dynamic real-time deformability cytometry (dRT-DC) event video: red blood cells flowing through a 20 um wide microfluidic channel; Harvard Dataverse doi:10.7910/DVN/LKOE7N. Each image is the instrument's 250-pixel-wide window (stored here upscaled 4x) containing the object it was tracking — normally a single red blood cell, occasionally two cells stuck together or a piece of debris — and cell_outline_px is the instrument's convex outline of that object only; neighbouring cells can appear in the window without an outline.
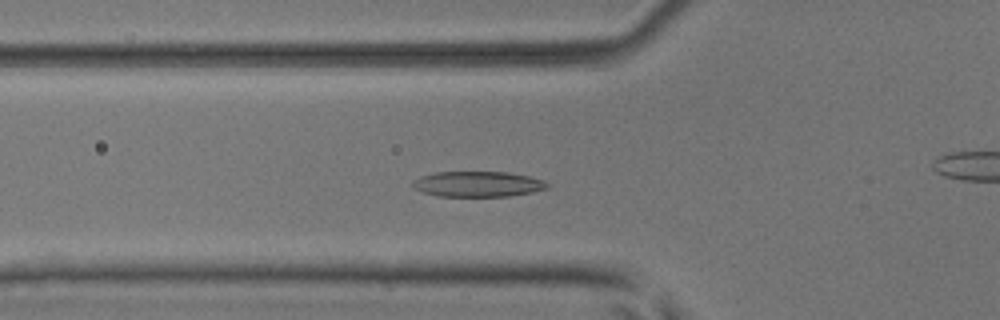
{"species": "common noctule bat (a hibernating species)", "species_latin": "Nyctalus noctula", "temperature_condition": "room temperature", "stored_images_in_passage": 42, "camera_frame_rate_fps": 3000, "um_per_image_px": 0.085, "animal": {"sex": "male", "body_mass_g": 17.9, "forearm_length_mm": 54.2}, "frame": {"image": 1, "passage_image": 17, "time_ms": 5.333, "image_size_px": [1000, 320], "cell_outline_px": [[552, 184], [548, 188], [532, 192], [508, 196], [440, 196], [424, 192], [416, 188], [412, 184], [412, 180], [420, 176], [436, 172], [508, 172], [528, 176], [544, 180]], "centroid_in_image_um": [40.66, 15.64], "position_along_channel_um": 85.1, "area_um2": 19.94}}
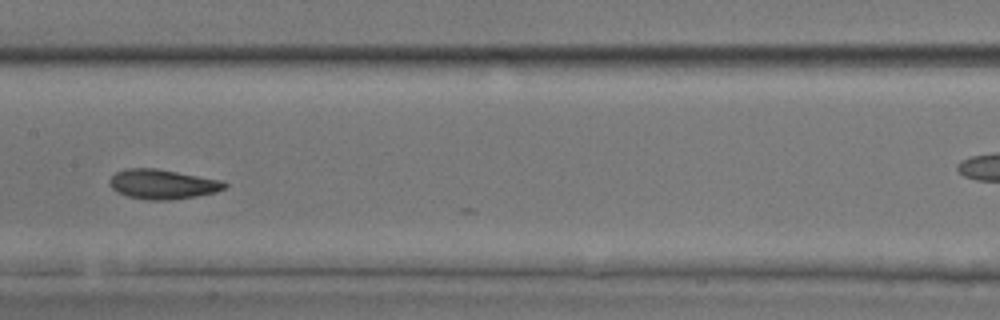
{"frame": {"image": 2, "passage_image": 25, "time_ms": 8.0, "image_size_px": [1000, 320], "cell_outline_px": [[228, 184], [224, 188], [216, 192], [196, 196], [168, 200], [148, 200], [128, 196], [116, 192], [112, 188], [108, 180], [116, 172], [124, 168], [156, 168], [224, 180]], "centroid_in_image_um": [13.82, 15.65], "position_along_channel_um": 193.6, "area_um2": 20.0}}
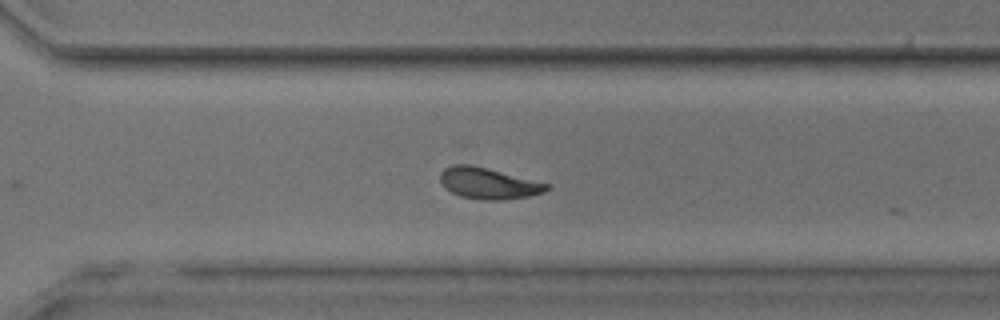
{"frame": {"image": 3, "passage_image": 35, "time_ms": 11.333, "image_size_px": [1000, 320], "cell_outline_px": [[548, 188], [544, 192], [528, 196], [504, 200], [484, 200], [460, 196], [444, 188], [440, 180], [440, 172], [444, 168], [452, 164], [468, 164], [488, 168], [548, 184]], "centroid_in_image_um": [41.45, 15.58], "position_along_channel_um": 329.1, "area_um2": 19.25}, "authors_computed_cell_mechanics": {"area_um2": 19.8254, "velocity_mm_per_s": 4.0731, "shape_relaxation_time_tau1_ms": 3.6359, "shape_relaxation_time_tau2_ms": 1.9997, "deformation_change_tau1": 0.147, "deformation_change_tau2": 0.088}}